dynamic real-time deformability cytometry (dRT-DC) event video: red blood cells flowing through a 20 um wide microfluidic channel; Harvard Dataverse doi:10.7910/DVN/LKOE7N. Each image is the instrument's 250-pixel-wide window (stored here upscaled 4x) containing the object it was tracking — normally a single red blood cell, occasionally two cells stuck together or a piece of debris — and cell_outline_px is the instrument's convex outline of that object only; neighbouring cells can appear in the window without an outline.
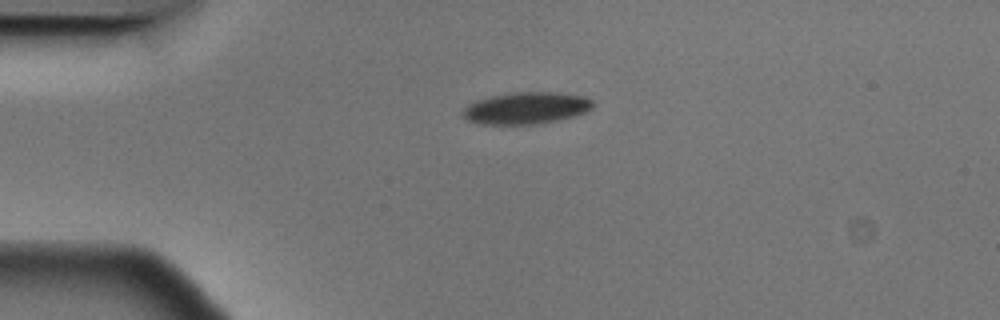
{"species": "Egyptian fruit bat (a non-hibernating species)", "species_latin": "Rousettus aegyptiacus", "temperature_condition": "cold", "stored_images_in_passage": 5, "camera_frame_rate_fps": 3000, "um_per_image_px": 0.085, "animal": {"sex": "male"}, "frame": {"image": 1, "passage_image": 1, "time_ms": 0.0, "image_size_px": [1000, 320], "cell_outline_px": [[596, 104], [592, 108], [576, 116], [536, 124], [480, 124], [468, 120], [460, 112], [468, 104], [476, 100], [492, 96], [520, 92], [556, 92], [584, 96], [592, 100]], "centroid_in_image_um": [44.74, 9.19], "position_along_channel_um": 40.3, "area_um2": 24.1}}